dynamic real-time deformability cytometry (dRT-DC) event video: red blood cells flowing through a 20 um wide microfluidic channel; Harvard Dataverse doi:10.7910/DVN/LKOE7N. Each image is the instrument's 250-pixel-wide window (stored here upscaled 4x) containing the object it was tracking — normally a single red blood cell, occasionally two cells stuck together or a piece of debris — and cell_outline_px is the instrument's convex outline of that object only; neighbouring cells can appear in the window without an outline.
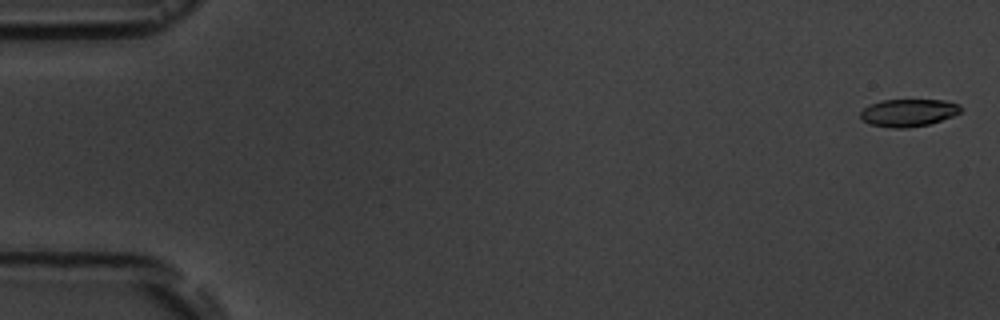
{"species": "common noctule bat (a hibernating species)", "species_latin": "Nyctalus noctula", "temperature_condition": "room temperature", "stored_images_in_passage": 10, "camera_frame_rate_fps": 3000, "um_per_image_px": 0.085, "animal": {"sex": "male", "body_mass_g": 19.5, "forearm_length_mm": 54.6}, "frame": {"image": 1, "passage_image": 1, "time_ms": 0.0, "image_size_px": [1000, 320], "cell_outline_px": [[960, 112], [952, 116], [928, 124], [908, 128], [892, 128], [868, 124], [860, 116], [860, 112], [868, 104], [880, 100], [944, 100], [960, 104]], "centroid_in_image_um": [77.17, 9.57], "position_along_channel_um": 7.8, "area_um2": 16.07}}
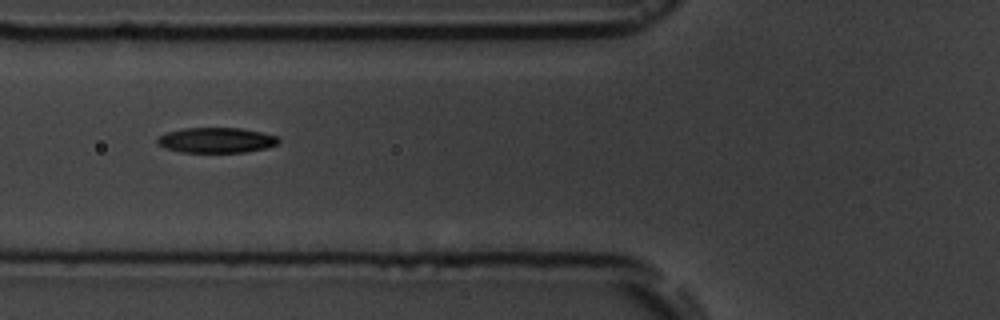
{"frame": {"image": 2, "passage_image": 7, "time_ms": 6.667, "image_size_px": [1000, 320], "cell_outline_px": [[280, 140], [276, 144], [264, 148], [244, 152], [180, 152], [164, 148], [156, 144], [156, 140], [160, 136], [168, 132], [184, 128], [240, 128], [260, 132], [276, 136]], "centroid_in_image_um": [18.33, 11.92], "position_along_channel_um": 107.5, "area_um2": 17.69}}
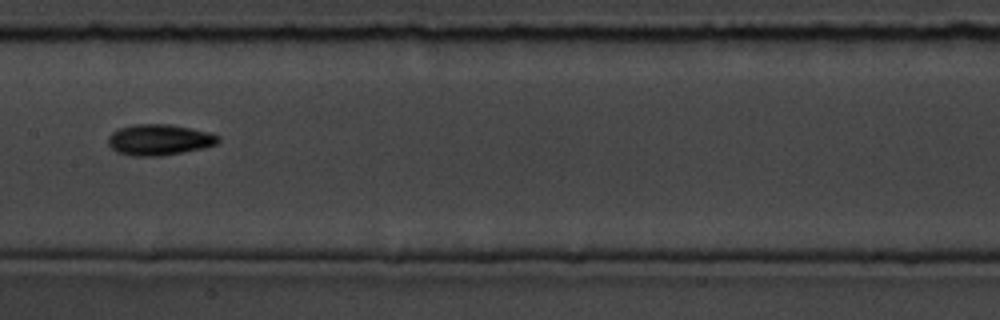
{"frame": {"image": 3, "passage_image": 9, "time_ms": 9.0, "image_size_px": [1000, 320], "cell_outline_px": [[220, 140], [216, 144], [204, 148], [184, 152], [160, 156], [132, 156], [116, 152], [108, 144], [108, 136], [112, 132], [120, 128], [132, 124], [168, 124], [208, 132], [220, 136]], "centroid_in_image_um": [13.52, 11.89], "position_along_channel_um": 193.9, "area_um2": 19.88}}